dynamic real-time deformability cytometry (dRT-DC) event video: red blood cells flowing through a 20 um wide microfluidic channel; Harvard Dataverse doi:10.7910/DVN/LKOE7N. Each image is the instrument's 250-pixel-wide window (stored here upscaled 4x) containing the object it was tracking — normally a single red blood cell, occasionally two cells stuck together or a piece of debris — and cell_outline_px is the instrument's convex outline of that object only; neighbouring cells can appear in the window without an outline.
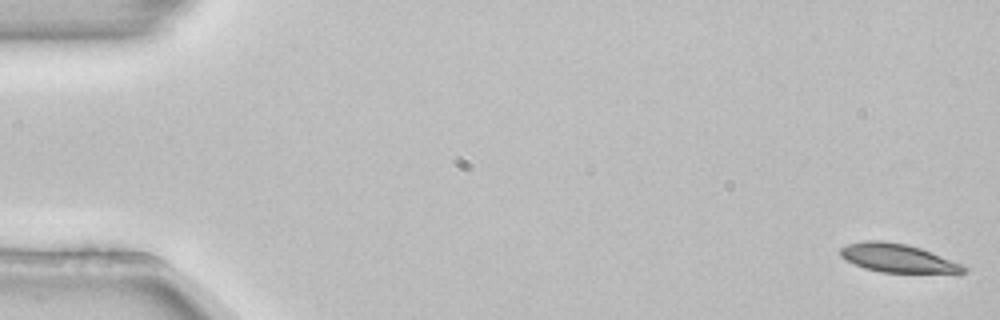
{"species": "common noctule bat (a hibernating species)", "species_latin": "Nyctalus noctula", "temperature_condition": "room temperature", "stored_images_in_passage": 6, "camera_frame_rate_fps": 3000, "um_per_image_px": 0.085, "animal": {"sex": "female", "body_mass_g": 22.7, "forearm_length_mm": 54.2}, "frame": {"image": 1, "passage_image": 1, "time_ms": 0.0, "image_size_px": [1000, 320], "cell_outline_px": [[968, 268], [964, 272], [880, 272], [864, 268], [840, 256], [840, 248], [848, 244], [864, 240], [884, 240], [908, 244], [932, 252], [964, 264]], "centroid_in_image_um": [76.3, 21.91], "position_along_channel_um": 8.7, "area_um2": 20.35}}
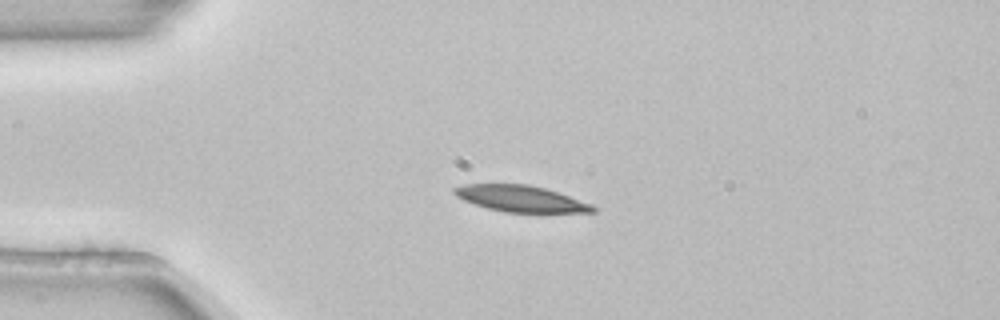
{"frame": {"image": 2, "passage_image": 4, "time_ms": 1.0, "image_size_px": [1000, 320], "cell_outline_px": [[596, 212], [504, 212], [488, 208], [464, 200], [456, 196], [452, 192], [452, 188], [464, 184], [528, 184], [544, 188], [592, 204], [596, 208]], "centroid_in_image_um": [44.23, 16.88], "position_along_channel_um": 40.8, "area_um2": 20.98}}